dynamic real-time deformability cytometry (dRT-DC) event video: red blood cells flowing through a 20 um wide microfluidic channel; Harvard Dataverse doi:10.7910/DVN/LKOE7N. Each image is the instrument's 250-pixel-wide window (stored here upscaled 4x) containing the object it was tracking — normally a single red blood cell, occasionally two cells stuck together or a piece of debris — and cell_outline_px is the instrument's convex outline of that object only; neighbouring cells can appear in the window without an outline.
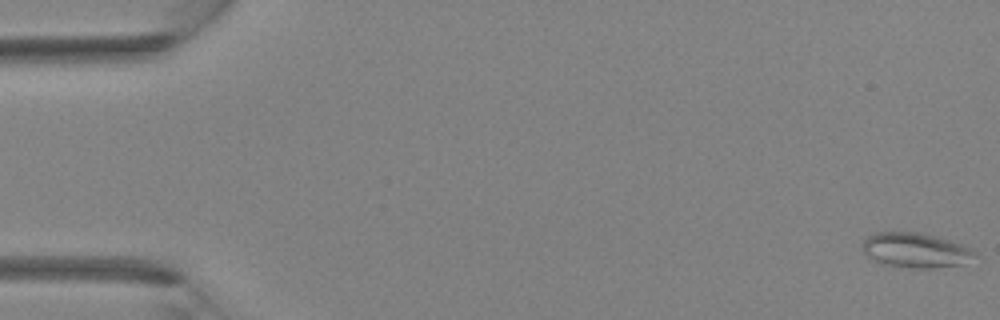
{"species": "Egyptian fruit bat (a non-hibernating species)", "species_latin": "Rousettus aegyptiacus", "temperature_condition": "room temperature", "stored_images_in_passage": 41, "camera_frame_rate_fps": 3000, "um_per_image_px": 0.085, "animal": {"sex": "female"}, "frame": {"image": 1, "passage_image": 1, "time_ms": 0.0, "image_size_px": [1000, 320], "cell_outline_px": [[980, 256], [960, 264], [936, 268], [912, 268], [888, 264], [876, 260], [868, 256], [864, 252], [864, 240], [868, 236], [876, 232], [916, 232], [948, 240], [972, 248]], "centroid_in_image_um": [77.88, 21.27], "position_along_channel_um": 7.1, "area_um2": 22.37}}
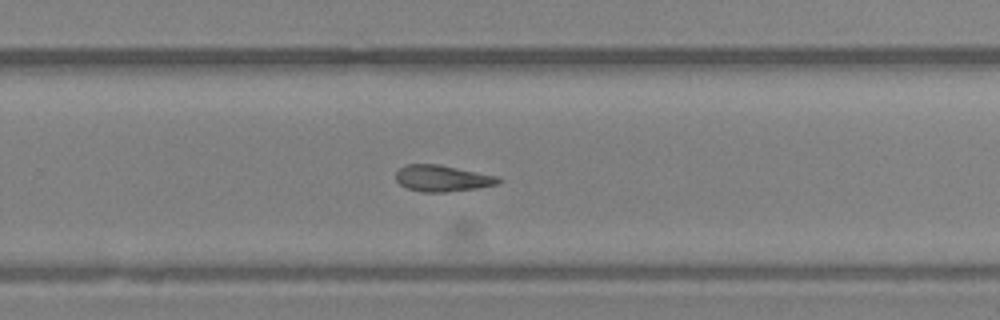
{"frame": {"image": 2, "passage_image": 27, "time_ms": 8.667, "image_size_px": [1000, 320], "cell_outline_px": [[504, 180], [496, 184], [476, 188], [444, 192], [424, 192], [408, 188], [400, 184], [396, 180], [396, 172], [404, 164], [440, 164], [500, 176]], "centroid_in_image_um": [37.63, 15.14], "position_along_channel_um": 292.2, "area_um2": 15.84}}
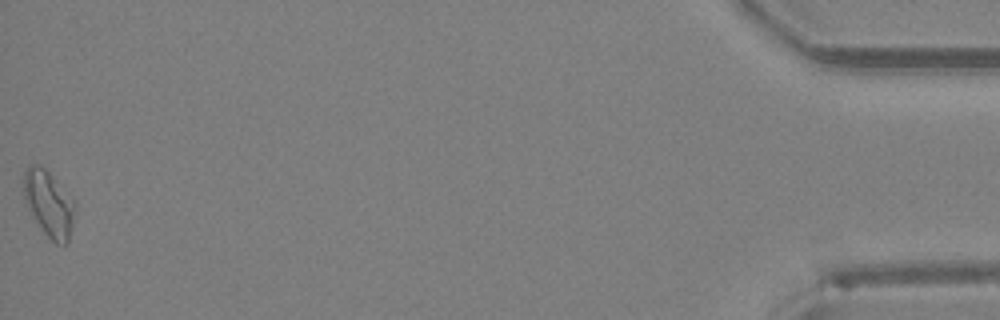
{"frame": {"image": 3, "passage_image": 41, "time_ms": 13.333, "image_size_px": [1000, 320], "cell_outline_px": [[76, 208], [68, 244], [56, 244], [44, 232], [28, 208], [24, 196], [24, 172], [28, 164], [40, 164], [52, 176], [76, 204]], "centroid_in_image_um": [4.16, 17.31], "position_along_channel_um": 431.0, "area_um2": 19.36}}